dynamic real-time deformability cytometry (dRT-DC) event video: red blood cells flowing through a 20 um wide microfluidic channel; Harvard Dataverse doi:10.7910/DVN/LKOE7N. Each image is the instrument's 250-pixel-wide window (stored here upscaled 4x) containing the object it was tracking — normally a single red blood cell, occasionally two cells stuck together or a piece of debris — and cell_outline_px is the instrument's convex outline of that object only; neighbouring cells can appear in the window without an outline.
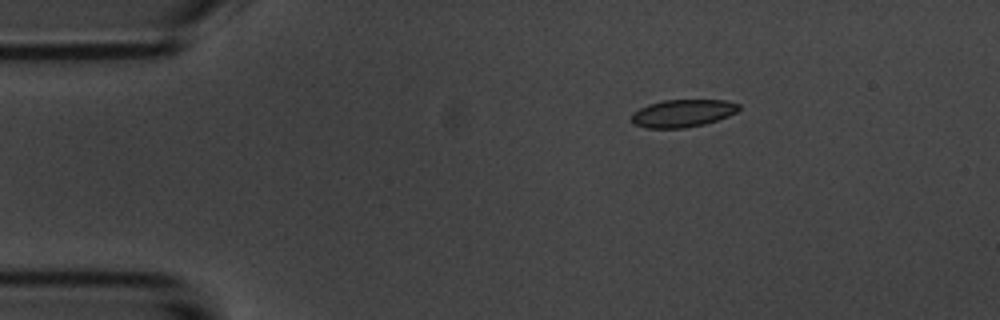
{"species": "common noctule bat (a hibernating species)", "species_latin": "Nyctalus noctula", "temperature_condition": "room temperature", "stored_images_in_passage": 4, "camera_frame_rate_fps": 3000, "um_per_image_px": 0.085, "animal": {"sex": "male", "body_mass_g": 20.1, "forearm_length_mm": 53.5}, "frame": {"image": 1, "passage_image": 2, "time_ms": 2.333, "image_size_px": [1000, 320], "cell_outline_px": [[740, 108], [736, 112], [728, 116], [704, 124], [684, 128], [648, 128], [636, 124], [632, 120], [632, 112], [648, 104], [664, 100], [724, 100], [740, 104]], "centroid_in_image_um": [58.04, 9.62], "position_along_channel_um": 27.0, "area_um2": 17.11}}